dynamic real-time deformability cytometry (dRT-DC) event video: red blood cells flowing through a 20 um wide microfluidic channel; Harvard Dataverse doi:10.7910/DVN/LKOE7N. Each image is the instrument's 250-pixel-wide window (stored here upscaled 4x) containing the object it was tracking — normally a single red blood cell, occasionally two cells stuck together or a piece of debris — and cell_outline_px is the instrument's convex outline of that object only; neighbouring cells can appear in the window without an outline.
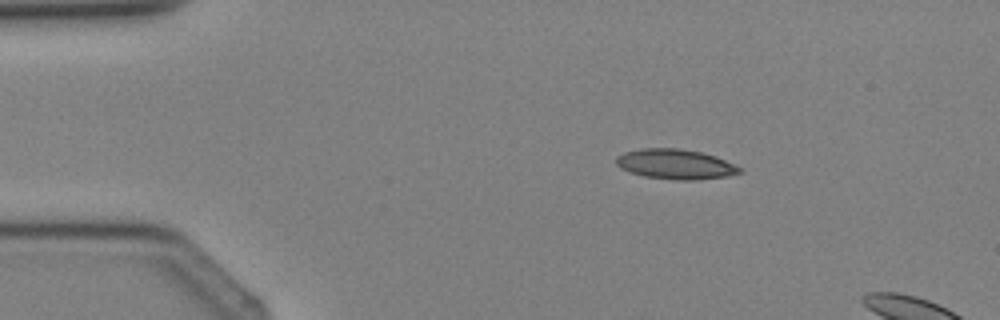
{"species": "Egyptian fruit bat (a non-hibernating species)", "species_latin": "Rousettus aegyptiacus", "temperature_condition": "cold", "stored_images_in_passage": 3, "camera_frame_rate_fps": 3000, "um_per_image_px": 0.085, "animal": {"sex": "female"}, "frame": {"image": 1, "passage_image": 1, "time_ms": 0.0, "image_size_px": [1000, 320], "cell_outline_px": [[744, 172], [728, 176], [696, 180], [676, 180], [644, 176], [620, 168], [616, 164], [616, 156], [624, 152], [640, 148], [680, 148], [700, 152], [716, 156], [744, 168]], "centroid_in_image_um": [57.45, 13.95], "position_along_channel_um": 27.5, "area_um2": 21.79}}